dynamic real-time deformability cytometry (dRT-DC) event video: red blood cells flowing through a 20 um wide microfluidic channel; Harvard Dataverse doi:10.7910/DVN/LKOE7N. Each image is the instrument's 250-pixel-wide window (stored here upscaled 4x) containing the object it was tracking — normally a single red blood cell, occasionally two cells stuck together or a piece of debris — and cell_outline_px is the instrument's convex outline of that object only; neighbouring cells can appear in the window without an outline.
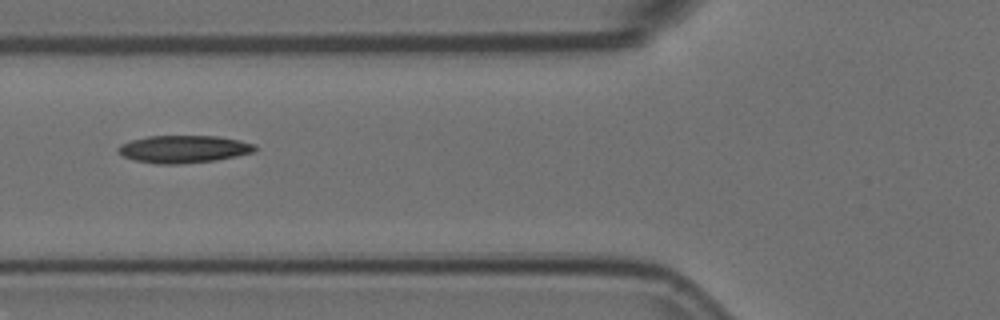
{"species": "Egyptian fruit bat (a non-hibernating species)", "species_latin": "Rousettus aegyptiacus", "temperature_condition": "room temperature", "stored_images_in_passage": 13, "camera_frame_rate_fps": 3000, "um_per_image_px": 0.085, "animal": {"sex": "female"}, "frame": {"image": 1, "passage_image": 5, "time_ms": 1.333, "image_size_px": [1000, 320], "cell_outline_px": [[256, 152], [216, 160], [180, 164], [156, 164], [136, 160], [124, 156], [116, 148], [120, 144], [132, 140], [148, 136], [220, 136], [240, 140], [256, 144]], "centroid_in_image_um": [15.66, 12.67], "position_along_channel_um": 110.1, "area_um2": 21.96}}
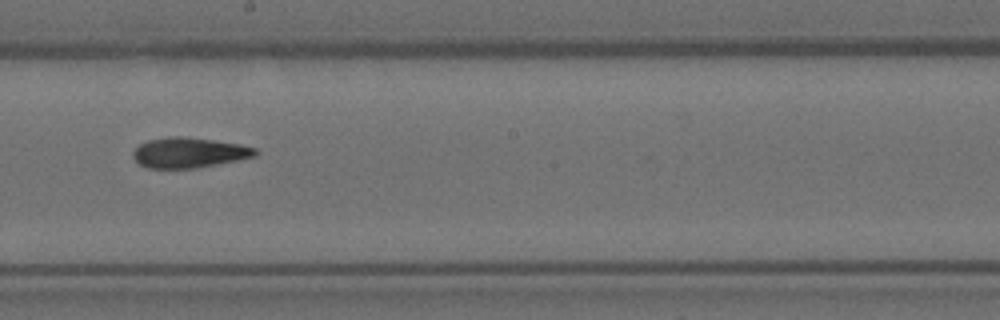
{"frame": {"image": 2, "passage_image": 8, "time_ms": 2.333, "image_size_px": [1000, 320], "cell_outline_px": [[260, 152], [256, 156], [216, 164], [192, 168], [148, 168], [140, 164], [132, 156], [132, 152], [140, 144], [148, 140], [168, 136], [184, 136], [240, 144], [256, 148]], "centroid_in_image_um": [16.07, 12.96], "position_along_channel_um": 232.1, "area_um2": 21.44}}
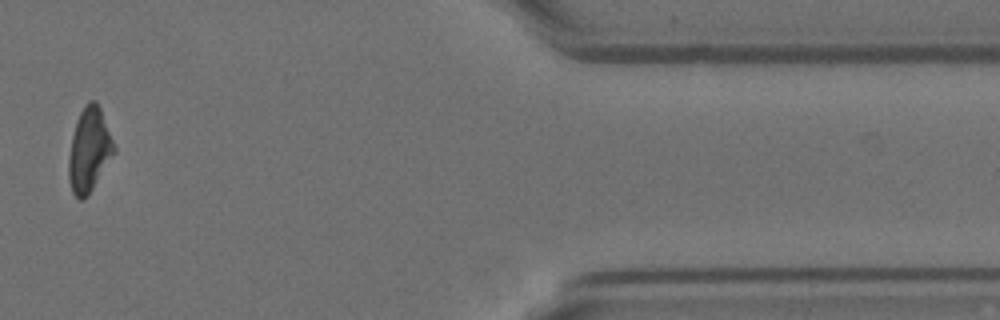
{"frame": {"image": 3, "passage_image": 13, "time_ms": 4.0, "image_size_px": [1000, 320], "cell_outline_px": [[116, 152], [88, 196], [80, 200], [72, 192], [68, 176], [68, 160], [72, 136], [76, 120], [84, 104], [88, 100], [96, 100], [100, 108], [116, 148]], "centroid_in_image_um": [7.58, 12.74], "position_along_channel_um": 403.8, "area_um2": 22.31}}